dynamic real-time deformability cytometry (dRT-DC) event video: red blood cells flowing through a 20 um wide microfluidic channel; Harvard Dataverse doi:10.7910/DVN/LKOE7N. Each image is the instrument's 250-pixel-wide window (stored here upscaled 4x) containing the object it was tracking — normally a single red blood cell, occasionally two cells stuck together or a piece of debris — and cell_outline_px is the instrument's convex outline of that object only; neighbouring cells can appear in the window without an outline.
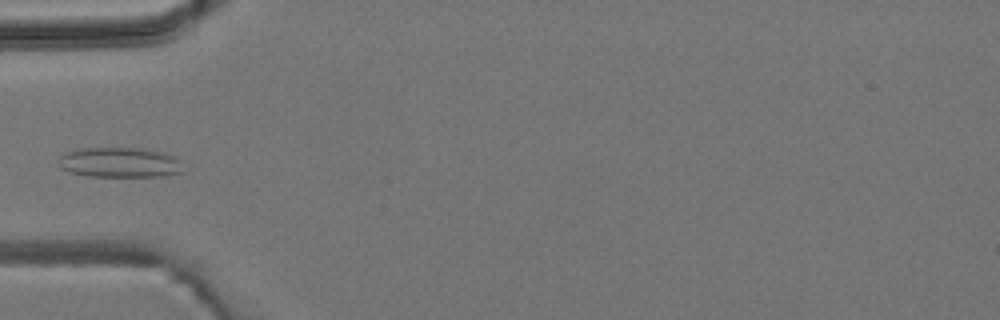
{"species": "common noctule bat (a hibernating species)", "species_latin": "Nyctalus noctula", "temperature_condition": "room temperature", "stored_images_in_passage": 4, "camera_frame_rate_fps": 3000, "um_per_image_px": 0.085, "animal": {"sex": "male", "body_mass_g": 19.2, "forearm_length_mm": 51.8}, "frame": {"image": 1, "passage_image": 4, "time_ms": 3.333, "image_size_px": [1000, 320], "cell_outline_px": [[184, 172], [160, 176], [88, 176], [68, 172], [60, 168], [56, 164], [56, 160], [64, 152], [80, 148], [140, 148], [164, 152], [176, 156], [180, 160]], "centroid_in_image_um": [10.13, 13.8], "position_along_channel_um": 74.9, "area_um2": 22.25}}